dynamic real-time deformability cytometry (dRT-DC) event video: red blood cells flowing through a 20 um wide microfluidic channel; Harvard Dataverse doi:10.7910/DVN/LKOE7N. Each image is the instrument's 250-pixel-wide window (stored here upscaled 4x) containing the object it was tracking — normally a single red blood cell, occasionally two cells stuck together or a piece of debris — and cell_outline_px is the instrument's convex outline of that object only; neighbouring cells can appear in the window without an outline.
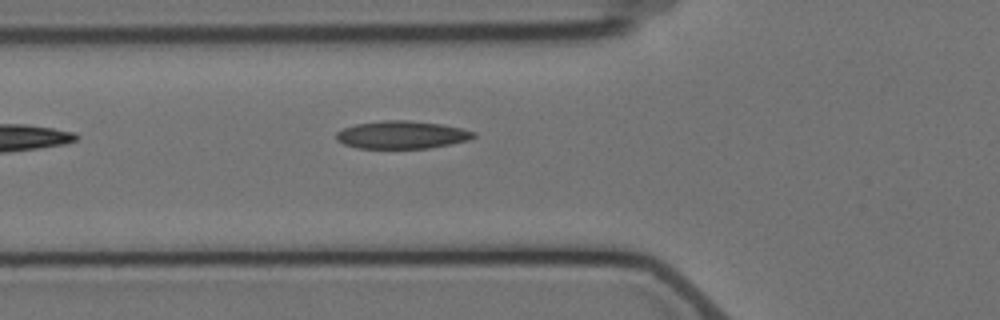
{"species": "Egyptian fruit bat (a non-hibernating species)", "species_latin": "Rousettus aegyptiacus", "temperature_condition": "cold", "stored_images_in_passage": 2, "camera_frame_rate_fps": 3000, "um_per_image_px": 0.085, "animal": {"sex": "female"}, "frame": {"image": 1, "passage_image": 2, "time_ms": 1.333, "image_size_px": [1000, 320], "cell_outline_px": [[476, 136], [468, 140], [428, 148], [356, 148], [344, 144], [336, 140], [336, 132], [344, 128], [356, 124], [384, 120], [404, 120], [440, 124], [460, 128], [476, 132]], "centroid_in_image_um": [34.12, 11.46], "position_along_channel_um": 91.7, "area_um2": 22.02}}